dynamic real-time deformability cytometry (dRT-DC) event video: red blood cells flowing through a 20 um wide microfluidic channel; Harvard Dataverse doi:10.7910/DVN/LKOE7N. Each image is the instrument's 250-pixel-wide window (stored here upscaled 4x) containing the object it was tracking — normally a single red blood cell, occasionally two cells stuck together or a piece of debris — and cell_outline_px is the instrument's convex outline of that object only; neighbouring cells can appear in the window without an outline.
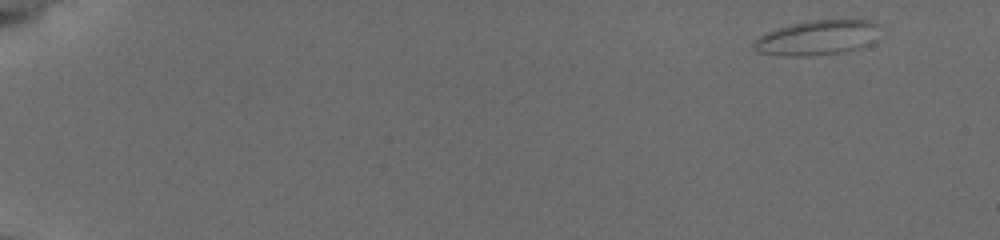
{"species": "common noctule bat (a hibernating species)", "species_latin": "Nyctalus noctula", "temperature_condition": "cold", "stored_images_in_passage": 54, "camera_frame_rate_fps": 3000, "um_per_image_px": 0.085, "animal": {"sex": "female", "body_mass_g": 19.5, "forearm_length_mm": 54.1}, "frame": {"image": 1, "passage_image": 1, "time_ms": 0.0, "image_size_px": [1000, 240], "cell_outline_px": [[864, 24], [852, 48], [832, 52], [764, 52], [756, 48], [760, 40], [764, 36], [780, 28], [792, 24], [816, 20], [864, 20]], "centroid_in_image_um": [69.1, 3.13], "position_along_channel_um": 15.9, "area_um2": 19.71}}
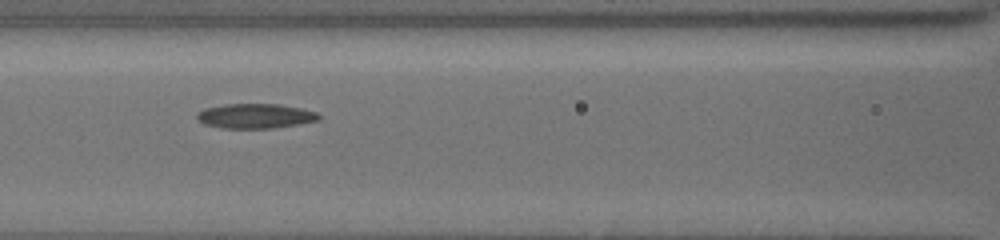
{"frame": {"image": 2, "passage_image": 25, "time_ms": 8.0, "image_size_px": [1000, 240], "cell_outline_px": [[320, 120], [272, 128], [224, 128], [208, 124], [200, 120], [196, 116], [200, 112], [208, 108], [224, 104], [280, 104], [300, 108], [316, 112], [320, 116]], "centroid_in_image_um": [21.76, 9.85], "position_along_channel_um": 144.8, "area_um2": 17.11}}
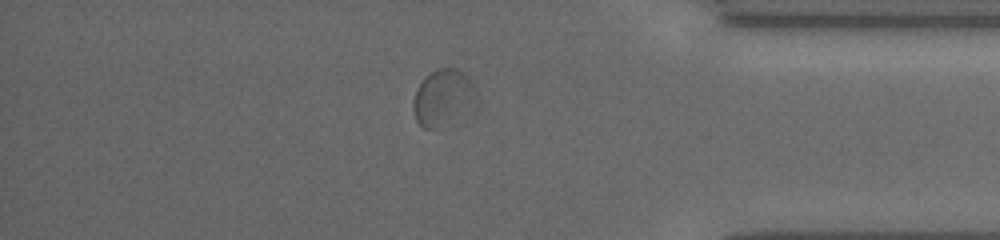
{"frame": {"image": 3, "passage_image": 47, "time_ms": 15.333, "image_size_px": [1000, 240], "cell_outline_px": [[472, 84], [432, 128], [424, 128], [416, 120], [412, 108], [412, 104], [416, 92], [420, 84], [436, 68], [456, 68]], "centroid_in_image_um": [37.26, 8.1], "position_along_channel_um": 397.9, "area_um2": 15.72}}